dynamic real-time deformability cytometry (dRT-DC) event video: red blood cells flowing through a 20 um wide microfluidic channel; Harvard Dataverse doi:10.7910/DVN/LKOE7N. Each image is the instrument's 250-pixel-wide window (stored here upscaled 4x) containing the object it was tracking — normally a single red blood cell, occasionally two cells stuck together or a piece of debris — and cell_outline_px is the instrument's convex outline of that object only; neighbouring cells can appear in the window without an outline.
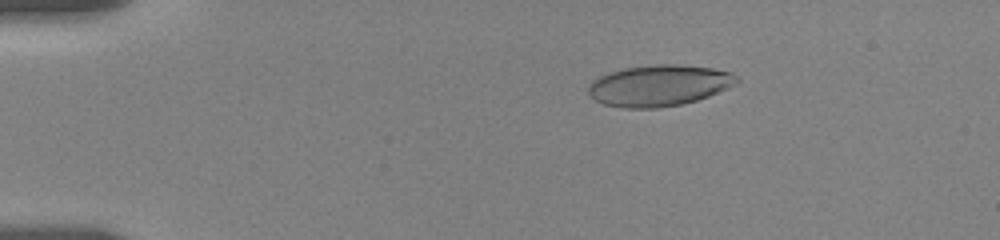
{"species": "human", "species_latin": "Homo sapiens", "temperature_condition": "room temperature", "stored_images_in_passage": 18, "camera_frame_rate_fps": 3000, "um_per_image_px": 0.085, "donor": {"sex": "female"}, "frame": {"image": 1, "passage_image": 2, "time_ms": 1.0, "image_size_px": [1000, 240], "cell_outline_px": [[740, 80], [736, 84], [728, 88], [708, 96], [696, 100], [680, 104], [656, 108], [624, 108], [604, 104], [588, 96], [588, 84], [592, 80], [608, 72], [624, 68], [656, 64], [680, 64], [712, 68], [732, 72]], "centroid_in_image_um": [56.0, 7.26], "position_along_channel_um": 29.0, "area_um2": 35.78}}
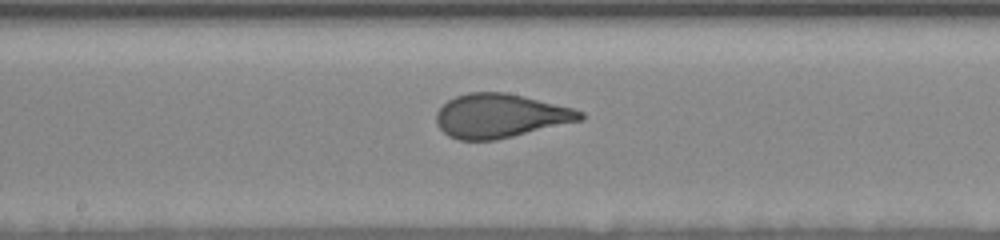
{"frame": {"image": 2, "passage_image": 12, "time_ms": 8.0, "image_size_px": [1000, 240], "cell_outline_px": [[584, 120], [496, 140], [460, 140], [448, 136], [436, 124], [436, 112], [448, 100], [456, 96], [468, 92], [504, 92], [524, 96], [572, 108], [584, 112]], "centroid_in_image_um": [42.52, 9.85], "position_along_channel_um": 205.7, "area_um2": 36.88}}
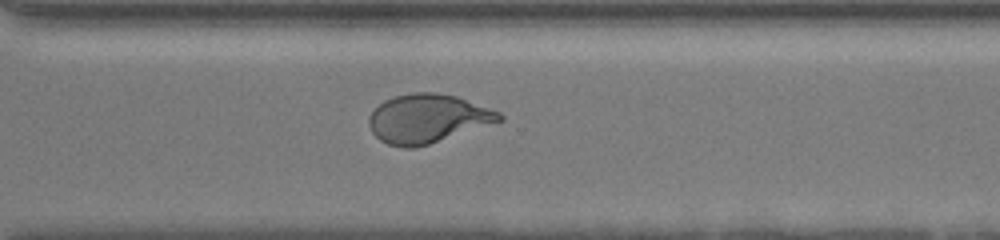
{"frame": {"image": 3, "passage_image": 18, "time_ms": 11.667, "image_size_px": [1000, 240], "cell_outline_px": [[504, 120], [428, 144], [412, 148], [404, 148], [388, 144], [380, 140], [372, 132], [368, 124], [368, 116], [384, 100], [396, 96], [412, 92], [436, 92], [456, 96], [500, 112], [504, 116]], "centroid_in_image_um": [36.33, 10.07], "position_along_channel_um": 334.3, "area_um2": 36.82}}